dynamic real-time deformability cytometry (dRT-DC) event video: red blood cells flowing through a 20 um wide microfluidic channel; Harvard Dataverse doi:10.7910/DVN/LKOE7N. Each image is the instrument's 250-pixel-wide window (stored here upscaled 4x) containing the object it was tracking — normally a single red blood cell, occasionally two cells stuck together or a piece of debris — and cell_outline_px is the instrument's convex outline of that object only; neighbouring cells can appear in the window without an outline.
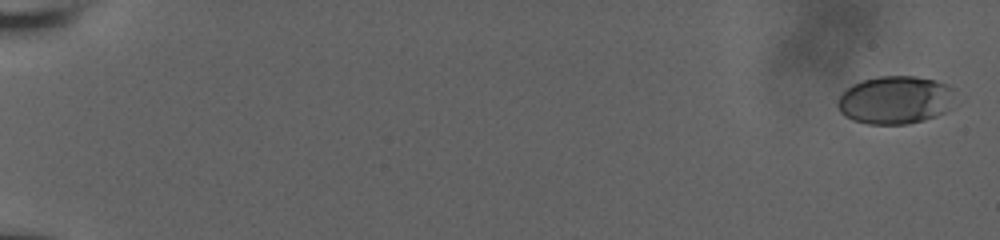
{"species": "human", "species_latin": "Homo sapiens", "temperature_condition": "room temperature", "stored_images_in_passage": 59, "camera_frame_rate_fps": 3000, "um_per_image_px": 0.085, "donor": {"sex": "male"}, "frame": {"image": 1, "passage_image": 2, "time_ms": 0.333, "image_size_px": [1000, 240], "cell_outline_px": [[952, 88], [944, 112], [936, 116], [924, 120], [908, 124], [868, 124], [852, 120], [844, 116], [840, 112], [836, 104], [836, 100], [852, 84], [864, 80], [880, 76], [916, 76], [936, 80], [948, 84]], "centroid_in_image_um": [76.01, 8.5], "position_along_channel_um": 9.0, "area_um2": 32.48}}
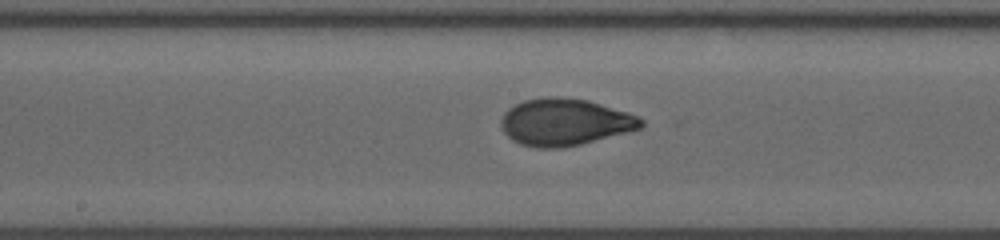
{"frame": {"image": 2, "passage_image": 34, "time_ms": 11.0, "image_size_px": [1000, 240], "cell_outline_px": [[644, 124], [640, 128], [580, 144], [564, 148], [536, 148], [520, 144], [512, 140], [504, 132], [500, 124], [500, 120], [504, 112], [508, 108], [524, 100], [548, 96], [560, 96], [588, 100], [628, 112], [640, 116], [644, 120]], "centroid_in_image_um": [47.98, 10.37], "position_along_channel_um": 200.2, "area_um2": 38.44}}
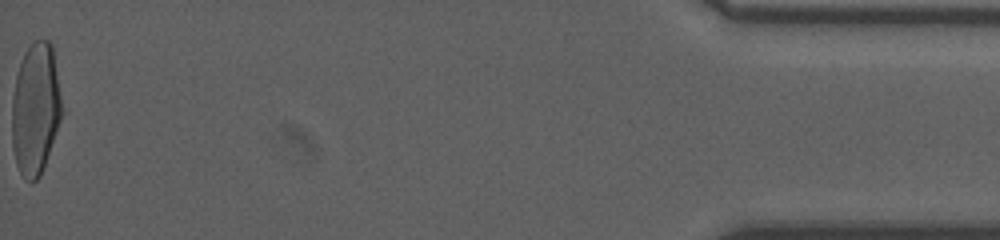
{"frame": {"image": 3, "passage_image": 59, "time_ms": 19.333, "image_size_px": [1000, 240], "cell_outline_px": [[68, 112], [40, 176], [32, 184], [24, 180], [16, 164], [12, 144], [12, 100], [16, 76], [24, 52], [36, 40], [48, 40], [52, 44]], "centroid_in_image_um": [3.12, 9.3], "position_along_channel_um": 432.1, "area_um2": 40.52}, "authors_computed_cell_mechanics": {"area_um2": 36.8186, "velocity_mm_per_s": 3.8411, "shape_relaxation_time_tau1_ms": 3.4882, "shape_relaxation_time_tau2_ms": null, "deformation_change_tau1": 0.1976, "deformation_change_tau2": null}}